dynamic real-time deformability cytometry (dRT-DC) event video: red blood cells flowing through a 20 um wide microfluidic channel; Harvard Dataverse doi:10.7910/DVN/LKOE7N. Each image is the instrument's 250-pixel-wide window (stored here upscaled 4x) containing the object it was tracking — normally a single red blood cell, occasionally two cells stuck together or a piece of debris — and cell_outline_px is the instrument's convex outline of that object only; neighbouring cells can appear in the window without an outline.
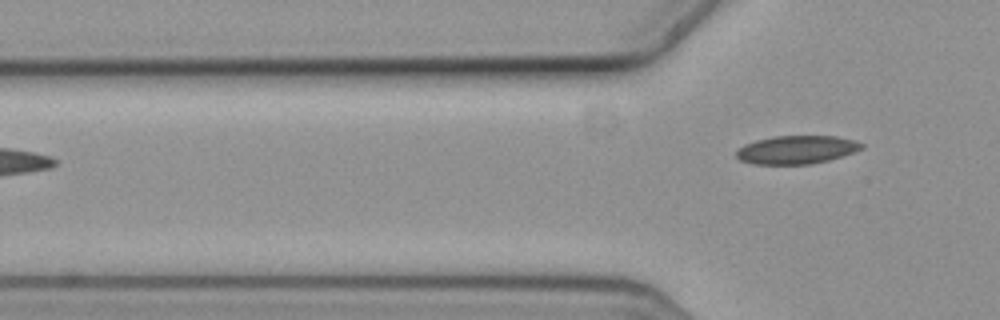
{"species": "common noctule bat (a hibernating species)", "species_latin": "Nyctalus noctula", "temperature_condition": "cold", "stored_images_in_passage": 4, "camera_frame_rate_fps": 3000, "um_per_image_px": 0.085, "animal": {"sex": "female", "body_mass_g": 19.3, "forearm_length_mm": 54.1}, "frame": {"image": 1, "passage_image": 4, "time_ms": 1.0, "image_size_px": [1000, 320], "cell_outline_px": [[864, 148], [856, 152], [828, 160], [808, 164], [752, 164], [740, 160], [736, 156], [736, 148], [744, 144], [756, 140], [772, 136], [836, 136], [856, 140], [864, 144]], "centroid_in_image_um": [67.71, 12.72], "position_along_channel_um": 58.1, "area_um2": 20.87}}